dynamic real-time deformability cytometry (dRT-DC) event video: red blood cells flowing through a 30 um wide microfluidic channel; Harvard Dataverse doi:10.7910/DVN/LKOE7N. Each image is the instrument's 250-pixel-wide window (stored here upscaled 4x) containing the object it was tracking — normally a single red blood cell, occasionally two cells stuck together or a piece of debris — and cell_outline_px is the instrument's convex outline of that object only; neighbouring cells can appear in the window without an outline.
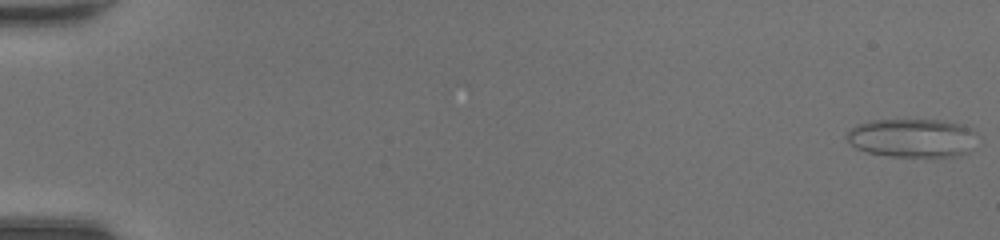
{"species": "common noctule bat (a hibernating species)", "species_latin": "Nyctalus noctula", "temperature_condition": "room temperature", "stored_images_in_passage": 48, "camera_frame_rate_fps": 3000, "um_per_image_px": 0.085, "animal": {"sex": "female", "body_mass_g": 20.0, "forearm_length_mm": 54.0}, "frame": {"image": 1, "passage_image": 1, "time_ms": 0.0, "image_size_px": [1000, 240], "cell_outline_px": [[976, 132], [968, 152], [960, 156], [892, 156], [868, 152], [856, 148], [844, 136], [856, 124], [872, 120], [944, 120], [964, 124], [972, 128]], "centroid_in_image_um": [77.54, 11.71], "position_along_channel_um": 7.5, "area_um2": 29.3}}
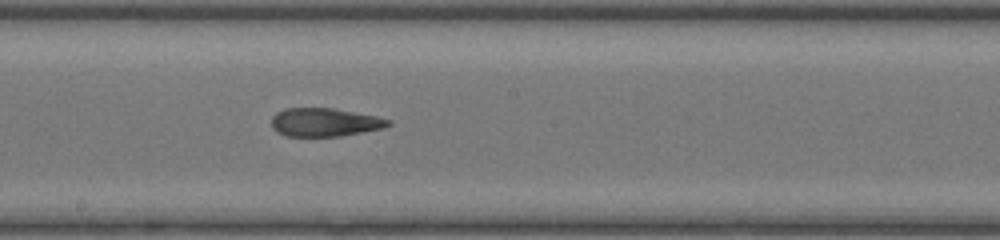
{"frame": {"image": 2, "passage_image": 28, "time_ms": 9.0, "image_size_px": [1000, 240], "cell_outline_px": [[392, 124], [384, 128], [340, 136], [288, 136], [276, 132], [272, 128], [272, 116], [276, 112], [284, 108], [332, 108], [376, 116], [392, 120]], "centroid_in_image_um": [27.59, 10.39], "position_along_channel_um": 220.6, "area_um2": 19.36}}
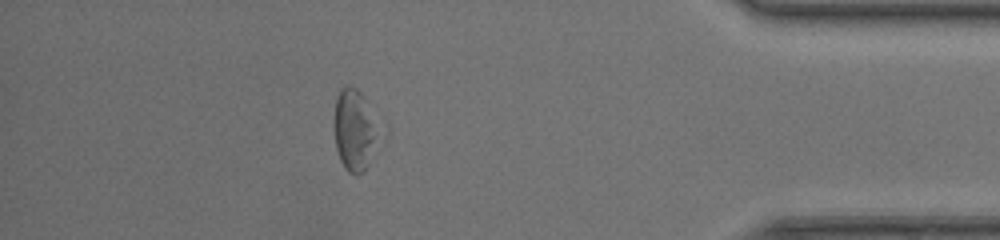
{"frame": {"image": 3, "passage_image": 43, "time_ms": 14.0, "image_size_px": [1000, 240], "cell_outline_px": [[388, 136], [364, 172], [356, 176], [348, 172], [344, 168], [340, 160], [336, 148], [336, 96], [340, 88], [344, 84], [348, 84], [356, 88], [360, 92], [388, 128]], "centroid_in_image_um": [30.37, 11.08], "position_along_channel_um": 404.8, "area_um2": 23.52}, "authors_computed_cell_mechanics": {"area_um2": 22.0218, "velocity_mm_per_s": 4.4227, "shape_relaxation_time_tau1_ms": null, "shape_relaxation_time_tau2_ms": 2.1979, "deformation_change_tau1": null, "deformation_change_tau2": 0.1233}}